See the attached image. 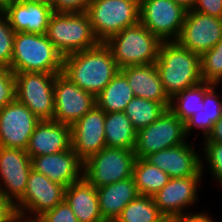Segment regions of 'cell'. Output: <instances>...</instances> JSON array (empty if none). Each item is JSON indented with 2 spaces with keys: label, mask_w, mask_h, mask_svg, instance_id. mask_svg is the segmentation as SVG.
Listing matches in <instances>:
<instances>
[{
  "label": "cell",
  "mask_w": 222,
  "mask_h": 222,
  "mask_svg": "<svg viewBox=\"0 0 222 222\" xmlns=\"http://www.w3.org/2000/svg\"><path fill=\"white\" fill-rule=\"evenodd\" d=\"M119 70L110 48L104 42L63 57L62 73L95 97Z\"/></svg>",
  "instance_id": "cell-1"
},
{
  "label": "cell",
  "mask_w": 222,
  "mask_h": 222,
  "mask_svg": "<svg viewBox=\"0 0 222 222\" xmlns=\"http://www.w3.org/2000/svg\"><path fill=\"white\" fill-rule=\"evenodd\" d=\"M155 65L164 91L170 99L203 81L200 55L182 47L176 41L160 44Z\"/></svg>",
  "instance_id": "cell-2"
},
{
  "label": "cell",
  "mask_w": 222,
  "mask_h": 222,
  "mask_svg": "<svg viewBox=\"0 0 222 222\" xmlns=\"http://www.w3.org/2000/svg\"><path fill=\"white\" fill-rule=\"evenodd\" d=\"M10 69L14 73H62L63 56L45 34L17 32Z\"/></svg>",
  "instance_id": "cell-3"
},
{
  "label": "cell",
  "mask_w": 222,
  "mask_h": 222,
  "mask_svg": "<svg viewBox=\"0 0 222 222\" xmlns=\"http://www.w3.org/2000/svg\"><path fill=\"white\" fill-rule=\"evenodd\" d=\"M45 35L63 57L100 43L86 12H53Z\"/></svg>",
  "instance_id": "cell-4"
},
{
  "label": "cell",
  "mask_w": 222,
  "mask_h": 222,
  "mask_svg": "<svg viewBox=\"0 0 222 222\" xmlns=\"http://www.w3.org/2000/svg\"><path fill=\"white\" fill-rule=\"evenodd\" d=\"M162 42L140 22L110 37V48L119 69L155 63Z\"/></svg>",
  "instance_id": "cell-5"
},
{
  "label": "cell",
  "mask_w": 222,
  "mask_h": 222,
  "mask_svg": "<svg viewBox=\"0 0 222 222\" xmlns=\"http://www.w3.org/2000/svg\"><path fill=\"white\" fill-rule=\"evenodd\" d=\"M140 0H98L90 2L87 14L99 42L139 22Z\"/></svg>",
  "instance_id": "cell-6"
},
{
  "label": "cell",
  "mask_w": 222,
  "mask_h": 222,
  "mask_svg": "<svg viewBox=\"0 0 222 222\" xmlns=\"http://www.w3.org/2000/svg\"><path fill=\"white\" fill-rule=\"evenodd\" d=\"M134 150L104 147L84 161L83 177L96 188L132 177Z\"/></svg>",
  "instance_id": "cell-7"
},
{
  "label": "cell",
  "mask_w": 222,
  "mask_h": 222,
  "mask_svg": "<svg viewBox=\"0 0 222 222\" xmlns=\"http://www.w3.org/2000/svg\"><path fill=\"white\" fill-rule=\"evenodd\" d=\"M56 74L59 73H14L16 99L40 120H53Z\"/></svg>",
  "instance_id": "cell-8"
},
{
  "label": "cell",
  "mask_w": 222,
  "mask_h": 222,
  "mask_svg": "<svg viewBox=\"0 0 222 222\" xmlns=\"http://www.w3.org/2000/svg\"><path fill=\"white\" fill-rule=\"evenodd\" d=\"M185 125L169 108L156 121L137 131L134 153L146 158L152 153L179 146L186 140Z\"/></svg>",
  "instance_id": "cell-9"
},
{
  "label": "cell",
  "mask_w": 222,
  "mask_h": 222,
  "mask_svg": "<svg viewBox=\"0 0 222 222\" xmlns=\"http://www.w3.org/2000/svg\"><path fill=\"white\" fill-rule=\"evenodd\" d=\"M186 13L173 0H140L139 22L161 42L176 41Z\"/></svg>",
  "instance_id": "cell-10"
},
{
  "label": "cell",
  "mask_w": 222,
  "mask_h": 222,
  "mask_svg": "<svg viewBox=\"0 0 222 222\" xmlns=\"http://www.w3.org/2000/svg\"><path fill=\"white\" fill-rule=\"evenodd\" d=\"M65 187L31 169L24 195L14 203L16 214L25 216L31 212L37 220L64 200ZM35 216H34V215Z\"/></svg>",
  "instance_id": "cell-11"
},
{
  "label": "cell",
  "mask_w": 222,
  "mask_h": 222,
  "mask_svg": "<svg viewBox=\"0 0 222 222\" xmlns=\"http://www.w3.org/2000/svg\"><path fill=\"white\" fill-rule=\"evenodd\" d=\"M96 105V97L73 83L63 73L54 82L53 120L73 125Z\"/></svg>",
  "instance_id": "cell-12"
},
{
  "label": "cell",
  "mask_w": 222,
  "mask_h": 222,
  "mask_svg": "<svg viewBox=\"0 0 222 222\" xmlns=\"http://www.w3.org/2000/svg\"><path fill=\"white\" fill-rule=\"evenodd\" d=\"M41 120L16 98L0 110V147L26 150Z\"/></svg>",
  "instance_id": "cell-13"
},
{
  "label": "cell",
  "mask_w": 222,
  "mask_h": 222,
  "mask_svg": "<svg viewBox=\"0 0 222 222\" xmlns=\"http://www.w3.org/2000/svg\"><path fill=\"white\" fill-rule=\"evenodd\" d=\"M222 39V18L187 11L176 42L191 52L201 55Z\"/></svg>",
  "instance_id": "cell-14"
},
{
  "label": "cell",
  "mask_w": 222,
  "mask_h": 222,
  "mask_svg": "<svg viewBox=\"0 0 222 222\" xmlns=\"http://www.w3.org/2000/svg\"><path fill=\"white\" fill-rule=\"evenodd\" d=\"M31 169L26 150L0 147V193L12 204L24 195Z\"/></svg>",
  "instance_id": "cell-15"
},
{
  "label": "cell",
  "mask_w": 222,
  "mask_h": 222,
  "mask_svg": "<svg viewBox=\"0 0 222 222\" xmlns=\"http://www.w3.org/2000/svg\"><path fill=\"white\" fill-rule=\"evenodd\" d=\"M104 124L105 112L95 105L71 125V148L83 162L106 147Z\"/></svg>",
  "instance_id": "cell-16"
},
{
  "label": "cell",
  "mask_w": 222,
  "mask_h": 222,
  "mask_svg": "<svg viewBox=\"0 0 222 222\" xmlns=\"http://www.w3.org/2000/svg\"><path fill=\"white\" fill-rule=\"evenodd\" d=\"M203 171L195 176L170 178L169 182L152 197L160 212L167 220L185 214L184 208L197 201L198 183Z\"/></svg>",
  "instance_id": "cell-17"
},
{
  "label": "cell",
  "mask_w": 222,
  "mask_h": 222,
  "mask_svg": "<svg viewBox=\"0 0 222 222\" xmlns=\"http://www.w3.org/2000/svg\"><path fill=\"white\" fill-rule=\"evenodd\" d=\"M31 164L33 170L65 188L83 178L84 162L72 148L56 154L31 157Z\"/></svg>",
  "instance_id": "cell-18"
},
{
  "label": "cell",
  "mask_w": 222,
  "mask_h": 222,
  "mask_svg": "<svg viewBox=\"0 0 222 222\" xmlns=\"http://www.w3.org/2000/svg\"><path fill=\"white\" fill-rule=\"evenodd\" d=\"M145 159L167 173L170 178L195 176L203 170L202 159L186 142L152 153Z\"/></svg>",
  "instance_id": "cell-19"
},
{
  "label": "cell",
  "mask_w": 222,
  "mask_h": 222,
  "mask_svg": "<svg viewBox=\"0 0 222 222\" xmlns=\"http://www.w3.org/2000/svg\"><path fill=\"white\" fill-rule=\"evenodd\" d=\"M71 148V126L54 120H41L30 136L29 157L56 154Z\"/></svg>",
  "instance_id": "cell-20"
},
{
  "label": "cell",
  "mask_w": 222,
  "mask_h": 222,
  "mask_svg": "<svg viewBox=\"0 0 222 222\" xmlns=\"http://www.w3.org/2000/svg\"><path fill=\"white\" fill-rule=\"evenodd\" d=\"M3 13L16 33L45 34L53 10L45 4L15 2Z\"/></svg>",
  "instance_id": "cell-21"
},
{
  "label": "cell",
  "mask_w": 222,
  "mask_h": 222,
  "mask_svg": "<svg viewBox=\"0 0 222 222\" xmlns=\"http://www.w3.org/2000/svg\"><path fill=\"white\" fill-rule=\"evenodd\" d=\"M120 71L126 76L135 96L163 103L169 108L170 98L164 91L155 63L127 66Z\"/></svg>",
  "instance_id": "cell-22"
},
{
  "label": "cell",
  "mask_w": 222,
  "mask_h": 222,
  "mask_svg": "<svg viewBox=\"0 0 222 222\" xmlns=\"http://www.w3.org/2000/svg\"><path fill=\"white\" fill-rule=\"evenodd\" d=\"M64 200L79 222H105L102 218L96 187L84 177L65 188Z\"/></svg>",
  "instance_id": "cell-23"
},
{
  "label": "cell",
  "mask_w": 222,
  "mask_h": 222,
  "mask_svg": "<svg viewBox=\"0 0 222 222\" xmlns=\"http://www.w3.org/2000/svg\"><path fill=\"white\" fill-rule=\"evenodd\" d=\"M96 190L104 221L117 219L125 206L140 195L133 176Z\"/></svg>",
  "instance_id": "cell-24"
},
{
  "label": "cell",
  "mask_w": 222,
  "mask_h": 222,
  "mask_svg": "<svg viewBox=\"0 0 222 222\" xmlns=\"http://www.w3.org/2000/svg\"><path fill=\"white\" fill-rule=\"evenodd\" d=\"M106 147L134 150L137 131L125 112L105 113Z\"/></svg>",
  "instance_id": "cell-25"
},
{
  "label": "cell",
  "mask_w": 222,
  "mask_h": 222,
  "mask_svg": "<svg viewBox=\"0 0 222 222\" xmlns=\"http://www.w3.org/2000/svg\"><path fill=\"white\" fill-rule=\"evenodd\" d=\"M217 85L204 81L203 110L189 117L185 122V134L188 135L193 127L202 129L204 139L212 130L214 123L222 116V101L215 92Z\"/></svg>",
  "instance_id": "cell-26"
},
{
  "label": "cell",
  "mask_w": 222,
  "mask_h": 222,
  "mask_svg": "<svg viewBox=\"0 0 222 222\" xmlns=\"http://www.w3.org/2000/svg\"><path fill=\"white\" fill-rule=\"evenodd\" d=\"M135 97L126 76L119 70L113 79L96 96V105L105 113L124 112Z\"/></svg>",
  "instance_id": "cell-27"
},
{
  "label": "cell",
  "mask_w": 222,
  "mask_h": 222,
  "mask_svg": "<svg viewBox=\"0 0 222 222\" xmlns=\"http://www.w3.org/2000/svg\"><path fill=\"white\" fill-rule=\"evenodd\" d=\"M132 176L140 195L153 196L170 180V176L145 158H136Z\"/></svg>",
  "instance_id": "cell-28"
},
{
  "label": "cell",
  "mask_w": 222,
  "mask_h": 222,
  "mask_svg": "<svg viewBox=\"0 0 222 222\" xmlns=\"http://www.w3.org/2000/svg\"><path fill=\"white\" fill-rule=\"evenodd\" d=\"M167 109L163 103L135 96L127 104L124 112L138 131L159 119Z\"/></svg>",
  "instance_id": "cell-29"
},
{
  "label": "cell",
  "mask_w": 222,
  "mask_h": 222,
  "mask_svg": "<svg viewBox=\"0 0 222 222\" xmlns=\"http://www.w3.org/2000/svg\"><path fill=\"white\" fill-rule=\"evenodd\" d=\"M122 222H167L152 196L139 195L125 206L117 218Z\"/></svg>",
  "instance_id": "cell-30"
},
{
  "label": "cell",
  "mask_w": 222,
  "mask_h": 222,
  "mask_svg": "<svg viewBox=\"0 0 222 222\" xmlns=\"http://www.w3.org/2000/svg\"><path fill=\"white\" fill-rule=\"evenodd\" d=\"M203 100L204 81L174 95L170 99L169 109L185 122L189 117L203 110Z\"/></svg>",
  "instance_id": "cell-31"
},
{
  "label": "cell",
  "mask_w": 222,
  "mask_h": 222,
  "mask_svg": "<svg viewBox=\"0 0 222 222\" xmlns=\"http://www.w3.org/2000/svg\"><path fill=\"white\" fill-rule=\"evenodd\" d=\"M202 80L219 85L222 80V39L209 51L200 55Z\"/></svg>",
  "instance_id": "cell-32"
},
{
  "label": "cell",
  "mask_w": 222,
  "mask_h": 222,
  "mask_svg": "<svg viewBox=\"0 0 222 222\" xmlns=\"http://www.w3.org/2000/svg\"><path fill=\"white\" fill-rule=\"evenodd\" d=\"M15 33L7 16L0 12V64L8 67L11 66Z\"/></svg>",
  "instance_id": "cell-33"
},
{
  "label": "cell",
  "mask_w": 222,
  "mask_h": 222,
  "mask_svg": "<svg viewBox=\"0 0 222 222\" xmlns=\"http://www.w3.org/2000/svg\"><path fill=\"white\" fill-rule=\"evenodd\" d=\"M15 98L14 72L10 67L0 64V110Z\"/></svg>",
  "instance_id": "cell-34"
},
{
  "label": "cell",
  "mask_w": 222,
  "mask_h": 222,
  "mask_svg": "<svg viewBox=\"0 0 222 222\" xmlns=\"http://www.w3.org/2000/svg\"><path fill=\"white\" fill-rule=\"evenodd\" d=\"M204 147L205 158L209 163L211 174L222 184V143L206 142Z\"/></svg>",
  "instance_id": "cell-35"
},
{
  "label": "cell",
  "mask_w": 222,
  "mask_h": 222,
  "mask_svg": "<svg viewBox=\"0 0 222 222\" xmlns=\"http://www.w3.org/2000/svg\"><path fill=\"white\" fill-rule=\"evenodd\" d=\"M36 222H79L65 200L41 215Z\"/></svg>",
  "instance_id": "cell-36"
},
{
  "label": "cell",
  "mask_w": 222,
  "mask_h": 222,
  "mask_svg": "<svg viewBox=\"0 0 222 222\" xmlns=\"http://www.w3.org/2000/svg\"><path fill=\"white\" fill-rule=\"evenodd\" d=\"M90 0H52L53 12H87Z\"/></svg>",
  "instance_id": "cell-37"
},
{
  "label": "cell",
  "mask_w": 222,
  "mask_h": 222,
  "mask_svg": "<svg viewBox=\"0 0 222 222\" xmlns=\"http://www.w3.org/2000/svg\"><path fill=\"white\" fill-rule=\"evenodd\" d=\"M193 10L205 15L222 18V0H194Z\"/></svg>",
  "instance_id": "cell-38"
},
{
  "label": "cell",
  "mask_w": 222,
  "mask_h": 222,
  "mask_svg": "<svg viewBox=\"0 0 222 222\" xmlns=\"http://www.w3.org/2000/svg\"><path fill=\"white\" fill-rule=\"evenodd\" d=\"M14 215H16L14 204L0 193V222H8Z\"/></svg>",
  "instance_id": "cell-39"
},
{
  "label": "cell",
  "mask_w": 222,
  "mask_h": 222,
  "mask_svg": "<svg viewBox=\"0 0 222 222\" xmlns=\"http://www.w3.org/2000/svg\"><path fill=\"white\" fill-rule=\"evenodd\" d=\"M167 222H214L212 221V218L208 214L202 213H185L182 216L169 219Z\"/></svg>",
  "instance_id": "cell-40"
},
{
  "label": "cell",
  "mask_w": 222,
  "mask_h": 222,
  "mask_svg": "<svg viewBox=\"0 0 222 222\" xmlns=\"http://www.w3.org/2000/svg\"><path fill=\"white\" fill-rule=\"evenodd\" d=\"M205 139V142L222 143V116L214 123L212 130Z\"/></svg>",
  "instance_id": "cell-41"
},
{
  "label": "cell",
  "mask_w": 222,
  "mask_h": 222,
  "mask_svg": "<svg viewBox=\"0 0 222 222\" xmlns=\"http://www.w3.org/2000/svg\"><path fill=\"white\" fill-rule=\"evenodd\" d=\"M176 4L180 5L187 11H190L194 8V0H173Z\"/></svg>",
  "instance_id": "cell-42"
},
{
  "label": "cell",
  "mask_w": 222,
  "mask_h": 222,
  "mask_svg": "<svg viewBox=\"0 0 222 222\" xmlns=\"http://www.w3.org/2000/svg\"><path fill=\"white\" fill-rule=\"evenodd\" d=\"M30 217L32 216L30 215L28 218L27 216L25 217V216L16 214L8 222H36L35 220H32Z\"/></svg>",
  "instance_id": "cell-43"
},
{
  "label": "cell",
  "mask_w": 222,
  "mask_h": 222,
  "mask_svg": "<svg viewBox=\"0 0 222 222\" xmlns=\"http://www.w3.org/2000/svg\"><path fill=\"white\" fill-rule=\"evenodd\" d=\"M18 2V0H0V12H3L11 4Z\"/></svg>",
  "instance_id": "cell-44"
},
{
  "label": "cell",
  "mask_w": 222,
  "mask_h": 222,
  "mask_svg": "<svg viewBox=\"0 0 222 222\" xmlns=\"http://www.w3.org/2000/svg\"><path fill=\"white\" fill-rule=\"evenodd\" d=\"M21 3H40L51 6L52 0H18Z\"/></svg>",
  "instance_id": "cell-45"
},
{
  "label": "cell",
  "mask_w": 222,
  "mask_h": 222,
  "mask_svg": "<svg viewBox=\"0 0 222 222\" xmlns=\"http://www.w3.org/2000/svg\"><path fill=\"white\" fill-rule=\"evenodd\" d=\"M105 222H122V221H120V220H118V219H111V220H107V221H105Z\"/></svg>",
  "instance_id": "cell-46"
}]
</instances>
